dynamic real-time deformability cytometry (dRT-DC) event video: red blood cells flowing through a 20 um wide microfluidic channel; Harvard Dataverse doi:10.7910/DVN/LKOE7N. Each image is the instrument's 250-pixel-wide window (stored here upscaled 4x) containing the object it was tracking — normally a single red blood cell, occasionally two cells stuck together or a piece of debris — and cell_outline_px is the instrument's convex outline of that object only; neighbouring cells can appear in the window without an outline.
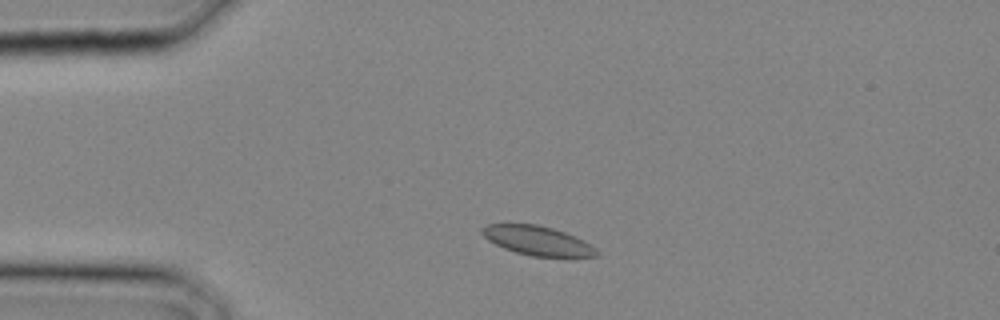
{"species": "common noctule bat (a hibernating species)", "species_latin": "Nyctalus noctula", "temperature_condition": "cold", "stored_images_in_passage": 25, "camera_frame_rate_fps": 3000, "um_per_image_px": 0.085, "animal": {"sex": "male", "body_mass_g": 20.4}, "frame": {"image": 1, "passage_image": 3, "time_ms": 0.667, "image_size_px": [1000, 320], "cell_outline_px": [[600, 256], [532, 256], [516, 252], [504, 248], [488, 240], [480, 232], [480, 228], [488, 224], [536, 224], [552, 228], [576, 236], [584, 240], [596, 248], [600, 252]], "centroid_in_image_um": [45.69, 20.45], "position_along_channel_um": 39.3, "area_um2": 19.42}}
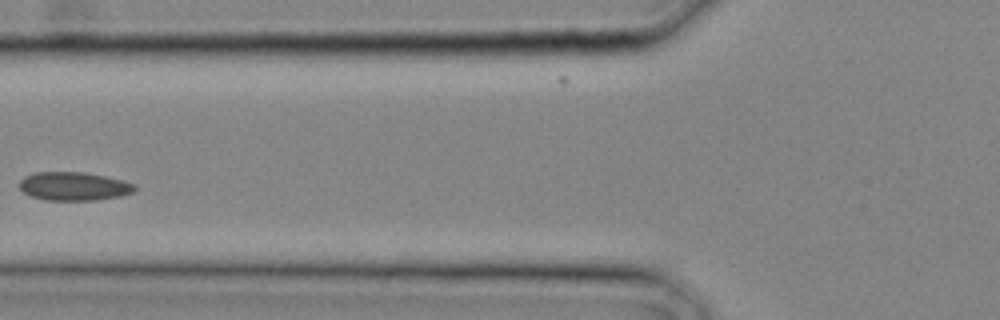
{"frame": {"image": 2, "passage_image": 8, "time_ms": 2.333, "image_size_px": [1000, 320], "cell_outline_px": [[136, 188], [132, 192], [120, 196], [96, 200], [44, 200], [32, 196], [24, 192], [20, 188], [20, 180], [24, 176], [36, 172], [84, 172], [124, 180], [136, 184]], "centroid_in_image_um": [6.29, 15.83], "position_along_channel_um": 119.5, "area_um2": 19.13}}
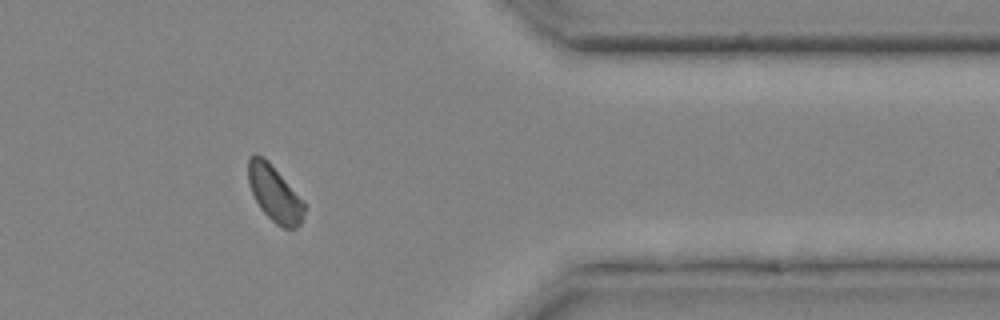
{"frame": {"image": 3, "passage_image": 21, "time_ms": 6.667, "image_size_px": [1000, 320], "cell_outline_px": [[304, 212], [300, 224], [296, 228], [284, 228], [276, 224], [260, 208], [248, 184], [248, 156], [256, 152], [268, 160], [304, 204]], "centroid_in_image_um": [23.28, 16.42], "position_along_channel_um": 388.1, "area_um2": 17.86}}